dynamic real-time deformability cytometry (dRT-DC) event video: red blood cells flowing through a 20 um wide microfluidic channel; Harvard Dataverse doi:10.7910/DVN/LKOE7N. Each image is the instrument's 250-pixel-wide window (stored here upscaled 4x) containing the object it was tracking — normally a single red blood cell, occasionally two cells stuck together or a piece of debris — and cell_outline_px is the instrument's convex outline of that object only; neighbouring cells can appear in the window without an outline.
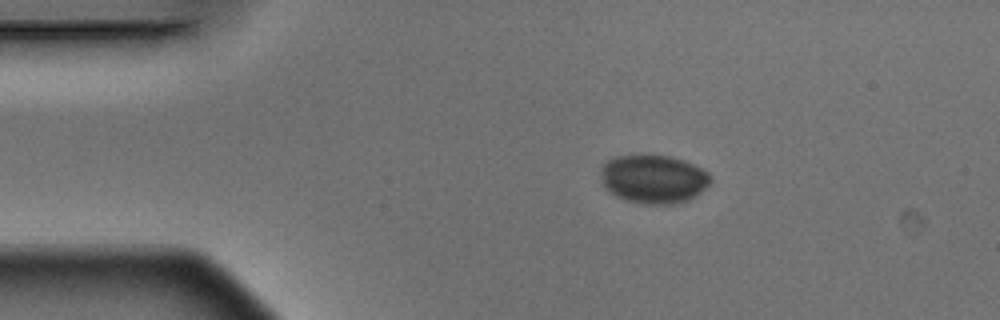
{"species": "Egyptian fruit bat (a non-hibernating species)", "species_latin": "Rousettus aegyptiacus", "temperature_condition": "warm", "stored_images_in_passage": 7, "camera_frame_rate_fps": 3000, "um_per_image_px": 0.085, "animal": {"sex": "male"}, "frame": {"image": 1, "passage_image": 1, "time_ms": 0.0, "image_size_px": [1000, 320], "cell_outline_px": [[712, 180], [704, 188], [688, 200], [672, 204], [644, 204], [628, 200], [616, 196], [604, 188], [600, 172], [600, 168], [604, 160], [612, 156], [636, 152], [644, 152], [672, 156], [684, 160], [708, 172], [712, 176]], "centroid_in_image_um": [55.48, 15.14], "position_along_channel_um": 29.5, "area_um2": 32.02}}
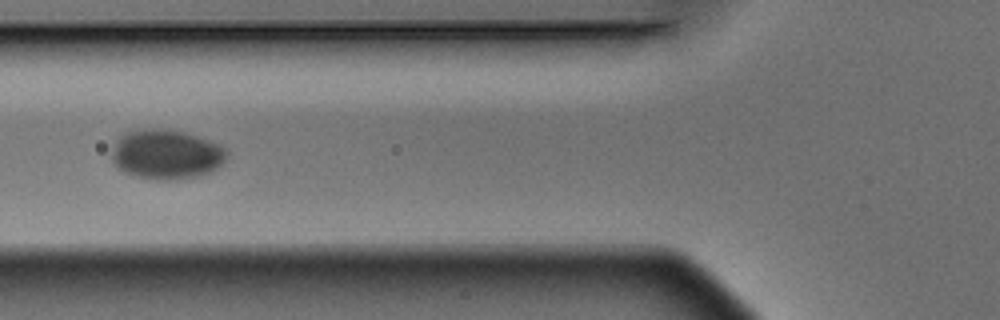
{"frame": {"image": 2, "passage_image": 4, "time_ms": 1.0, "image_size_px": [1000, 320], "cell_outline_px": [[228, 160], [212, 172], [200, 176], [172, 180], [156, 180], [136, 176], [124, 172], [112, 160], [112, 152], [116, 140], [124, 132], [152, 128], [184, 132], [220, 144], [228, 148]], "centroid_in_image_um": [14.2, 13.13], "position_along_channel_um": 111.6, "area_um2": 33.52}}
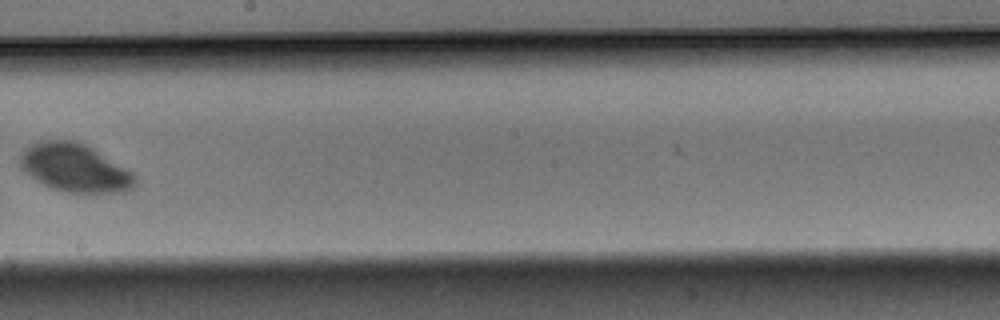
{"frame": {"image": 3, "passage_image": 7, "time_ms": 2.0, "image_size_px": [1000, 320], "cell_outline_px": [[136, 184], [132, 188], [124, 192], [68, 192], [52, 188], [36, 180], [24, 172], [20, 168], [20, 156], [24, 148], [28, 144], [40, 140], [76, 140], [92, 148], [128, 168], [136, 176]], "centroid_in_image_um": [6.35, 14.25], "position_along_channel_um": 241.9, "area_um2": 32.43}}